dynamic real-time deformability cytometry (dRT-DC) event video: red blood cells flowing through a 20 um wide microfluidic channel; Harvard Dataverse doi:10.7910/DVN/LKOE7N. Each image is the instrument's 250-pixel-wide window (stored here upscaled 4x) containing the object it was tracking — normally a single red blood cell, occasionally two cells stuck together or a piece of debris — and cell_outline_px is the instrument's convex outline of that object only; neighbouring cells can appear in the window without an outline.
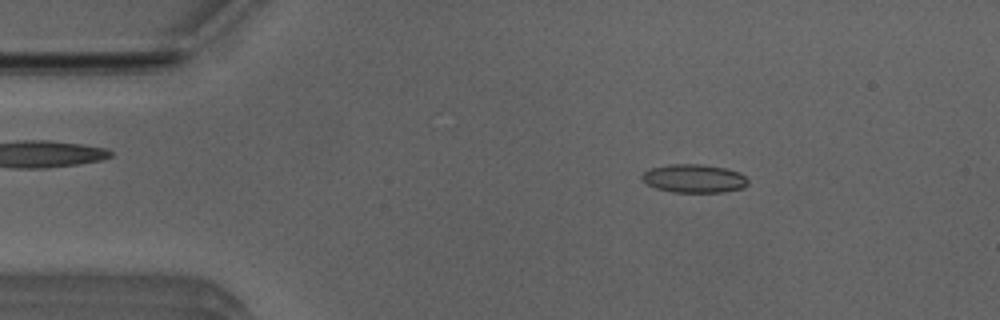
{"species": "Egyptian fruit bat (a non-hibernating species)", "species_latin": "Rousettus aegyptiacus", "temperature_condition": "room temperature", "stored_images_in_passage": 49, "camera_frame_rate_fps": 3000, "um_per_image_px": 0.085, "animal": {"sex": "male"}, "frame": {"image": 1, "passage_image": 7, "time_ms": 2.0, "image_size_px": [1000, 320], "cell_outline_px": [[748, 184], [744, 188], [724, 192], [672, 192], [656, 188], [640, 180], [640, 176], [648, 168], [668, 164], [700, 164], [724, 168], [740, 172], [748, 180]], "centroid_in_image_um": [58.97, 15.17], "position_along_channel_um": 26.0, "area_um2": 17.74}}
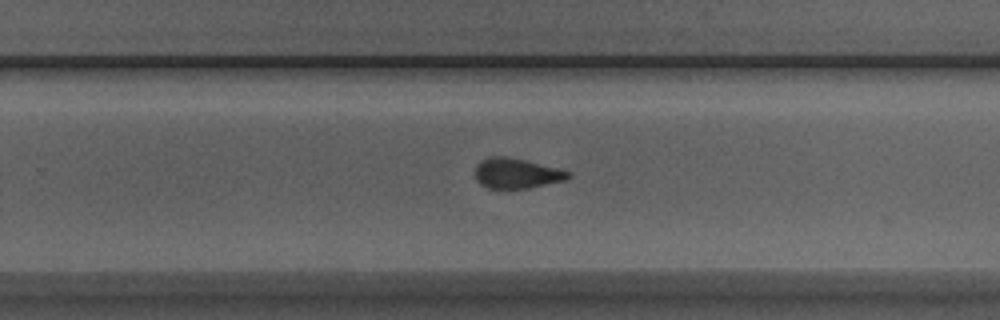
{"frame": {"image": 2, "passage_image": 31, "time_ms": 10.0, "image_size_px": [1000, 320], "cell_outline_px": [[572, 176], [568, 180], [528, 188], [488, 188], [480, 184], [476, 180], [476, 164], [480, 160], [492, 156], [504, 156], [524, 160], [572, 172]], "centroid_in_image_um": [43.92, 14.74], "position_along_channel_um": 285.9, "area_um2": 16.36}}
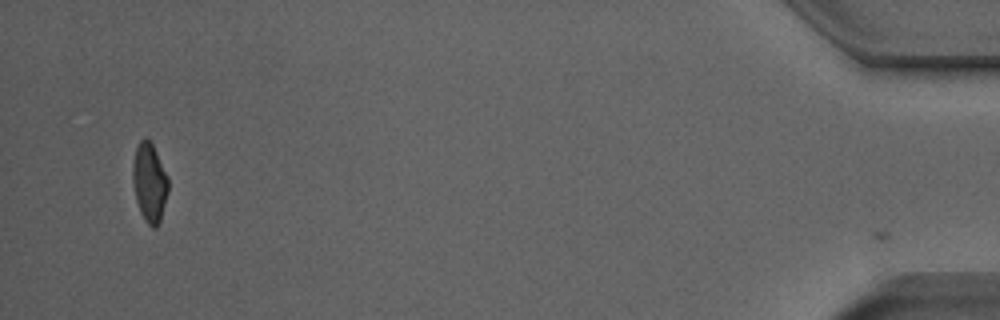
{"frame": {"image": 3, "passage_image": 48, "time_ms": 15.667, "image_size_px": [1000, 320], "cell_outline_px": [[168, 192], [160, 220], [156, 228], [152, 228], [144, 220], [140, 212], [136, 200], [132, 180], [132, 164], [136, 148], [140, 140], [144, 136], [152, 144], [168, 176]], "centroid_in_image_um": [12.7, 15.52], "position_along_channel_um": 422.5, "area_um2": 16.36}, "authors_computed_cell_mechanics": {"area_um2": 17.051, "velocity_mm_per_s": 3.985, "shape_relaxation_time_tau1_ms": 6.8256, "shape_relaxation_time_tau2_ms": 1.6845, "deformation_change_tau1": 0.1768, "deformation_change_tau2": 0.0978}}